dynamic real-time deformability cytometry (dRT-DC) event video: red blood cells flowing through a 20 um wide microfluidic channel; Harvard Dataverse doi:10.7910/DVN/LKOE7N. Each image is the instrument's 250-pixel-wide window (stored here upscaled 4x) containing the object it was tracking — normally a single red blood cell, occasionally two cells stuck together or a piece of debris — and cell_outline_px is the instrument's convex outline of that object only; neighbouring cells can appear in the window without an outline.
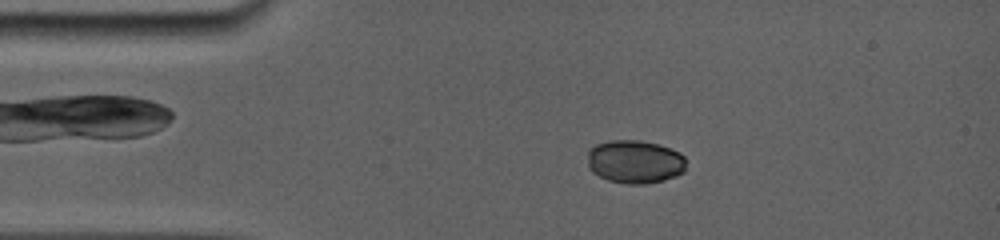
{"species": "common noctule bat (a hibernating species)", "species_latin": "Nyctalus noctula", "temperature_condition": "room temperature", "stored_images_in_passage": 66, "camera_frame_rate_fps": 5000, "um_per_image_px": 0.085, "animal": {"sex": "female", "body_mass_g": 19.0, "forearm_length_mm": 56.7}, "frame": {"image": 1, "passage_image": 13, "time_ms": 2.8, "image_size_px": [1000, 240], "cell_outline_px": [[684, 172], [676, 176], [664, 180], [648, 184], [628, 184], [608, 180], [592, 172], [588, 168], [588, 152], [596, 144], [612, 140], [640, 140], [660, 144], [672, 148], [680, 152], [684, 156]], "centroid_in_image_um": [53.98, 13.74], "position_along_channel_um": 31.0, "area_um2": 25.09}}
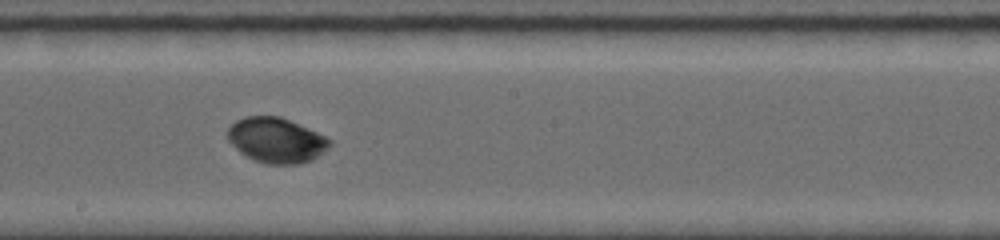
{"frame": {"image": 2, "passage_image": 42, "time_ms": 8.8, "image_size_px": [1000, 240], "cell_outline_px": [[332, 144], [328, 148], [312, 160], [296, 164], [268, 164], [252, 160], [240, 152], [228, 140], [228, 128], [236, 120], [244, 116], [280, 116], [316, 132], [332, 140]], "centroid_in_image_um": [23.47, 11.92], "position_along_channel_um": 224.7, "area_um2": 26.7}}
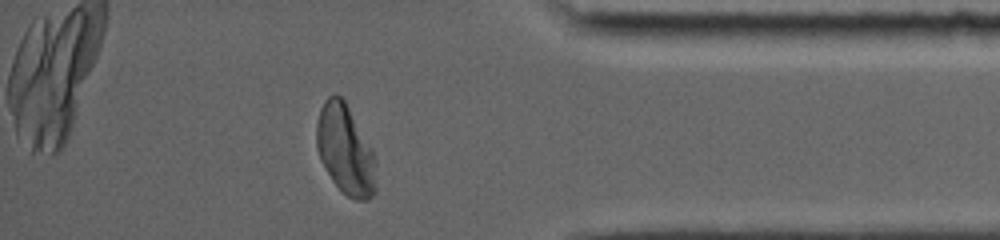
{"frame": {"image": 3, "passage_image": 66, "time_ms": 13.8, "image_size_px": [1000, 240], "cell_outline_px": [[376, 188], [372, 196], [368, 200], [356, 200], [348, 196], [332, 180], [320, 160], [316, 148], [316, 124], [320, 108], [324, 100], [328, 96], [336, 92], [344, 100], [372, 148], [376, 160]], "centroid_in_image_um": [29.35, 12.72], "position_along_channel_um": 405.9, "area_um2": 31.27}, "authors_computed_cell_mechanics": {"area_um2": 26.2701, "velocity_mm_per_s": 3.8595, "shape_relaxation_time_tau1_ms": 1.8735, "shape_relaxation_time_tau2_ms": null, "deformation_change_tau1": 0.1126, "deformation_change_tau2": null}}